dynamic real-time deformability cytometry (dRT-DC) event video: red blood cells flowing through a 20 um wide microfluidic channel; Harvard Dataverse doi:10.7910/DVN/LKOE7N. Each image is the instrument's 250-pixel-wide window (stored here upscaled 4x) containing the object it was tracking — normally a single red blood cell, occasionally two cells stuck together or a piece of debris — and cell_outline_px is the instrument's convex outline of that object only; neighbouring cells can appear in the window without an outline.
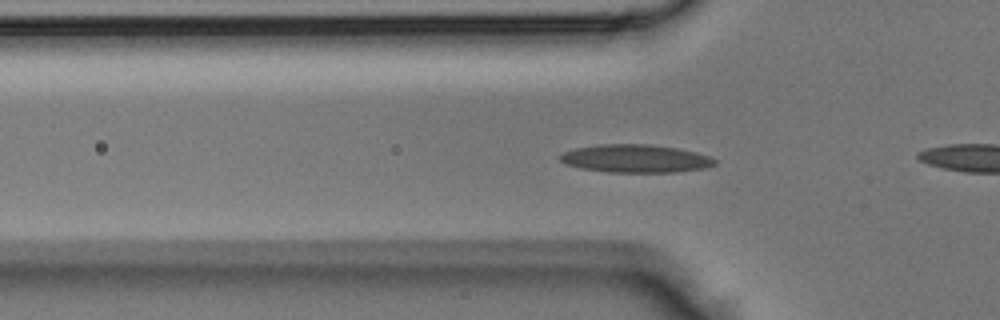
{"species": "Egyptian fruit bat (a non-hibernating species)", "species_latin": "Rousettus aegyptiacus", "temperature_condition": "room temperature", "stored_images_in_passage": 34, "camera_frame_rate_fps": 3000, "um_per_image_px": 0.085, "animal": {"sex": "male"}, "frame": {"image": 1, "passage_image": 10, "time_ms": 3.0, "image_size_px": [1000, 320], "cell_outline_px": [[716, 164], [708, 168], [672, 172], [608, 172], [580, 168], [564, 164], [560, 160], [560, 156], [564, 152], [576, 148], [600, 144], [652, 144], [676, 148], [708, 156], [716, 160]], "centroid_in_image_um": [54.0, 13.48], "position_along_channel_um": 71.8, "area_um2": 25.14}}
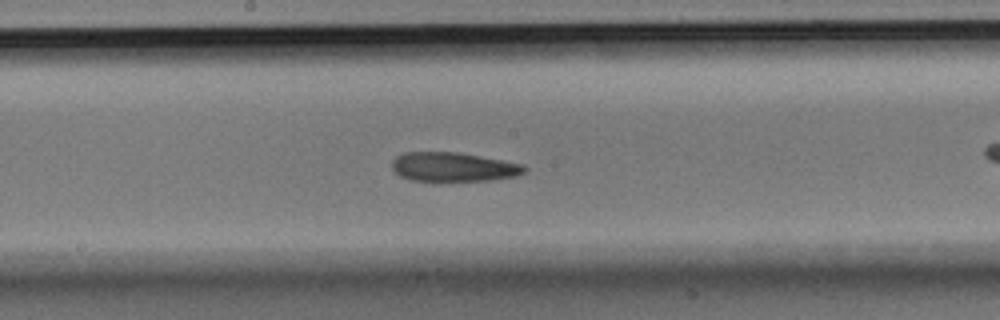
{"frame": {"image": 2, "passage_image": 19, "time_ms": 6.0, "image_size_px": [1000, 320], "cell_outline_px": [[528, 168], [524, 172], [516, 176], [492, 180], [412, 180], [400, 176], [392, 168], [392, 160], [396, 156], [404, 152], [456, 152], [480, 156], [524, 164]], "centroid_in_image_um": [38.55, 14.18], "position_along_channel_um": 209.7, "area_um2": 22.31}}
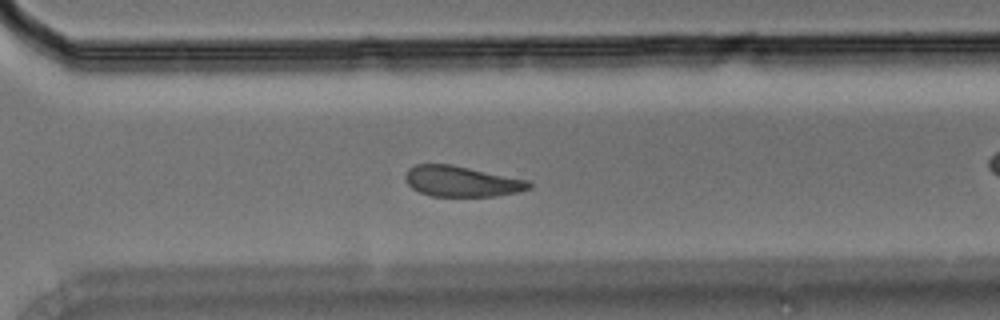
{"frame": {"image": 3, "passage_image": 27, "time_ms": 8.667, "image_size_px": [1000, 320], "cell_outline_px": [[532, 188], [520, 192], [496, 196], [432, 196], [420, 192], [412, 188], [404, 180], [404, 176], [408, 168], [416, 164], [452, 164], [528, 180], [532, 184]], "centroid_in_image_um": [39.24, 15.41], "position_along_channel_um": 331.4, "area_um2": 22.25}}